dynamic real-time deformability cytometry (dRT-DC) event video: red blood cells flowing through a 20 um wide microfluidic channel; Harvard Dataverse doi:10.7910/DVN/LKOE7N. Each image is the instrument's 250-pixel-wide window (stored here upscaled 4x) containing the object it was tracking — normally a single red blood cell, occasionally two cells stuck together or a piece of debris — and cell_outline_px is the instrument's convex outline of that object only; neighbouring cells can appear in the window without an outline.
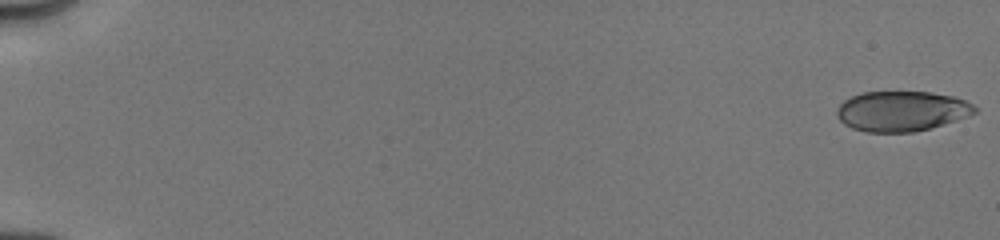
{"species": "human", "species_latin": "Homo sapiens", "temperature_condition": "cold", "stored_images_in_passage": 10, "camera_frame_rate_fps": 3000, "um_per_image_px": 0.085, "donor": {"sex": "male"}, "frame": {"image": 1, "passage_image": 1, "time_ms": 0.0, "image_size_px": [1000, 240], "cell_outline_px": [[976, 112], [968, 116], [956, 120], [928, 128], [912, 132], [864, 132], [852, 128], [844, 124], [836, 116], [836, 112], [840, 104], [844, 100], [860, 92], [932, 92], [952, 96], [964, 100], [972, 104], [976, 108]], "centroid_in_image_um": [76.6, 9.44], "position_along_channel_um": 8.4, "area_um2": 32.14}}
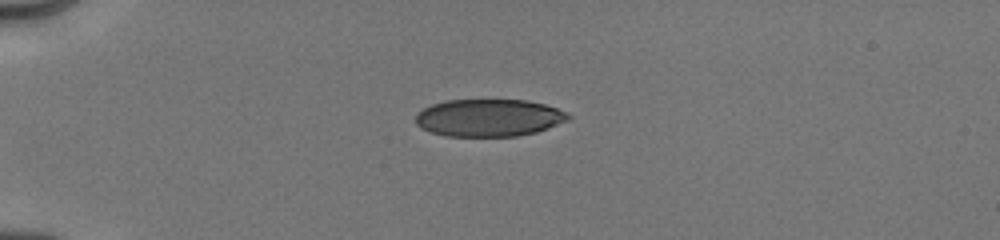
{"frame": {"image": 2, "passage_image": 6, "time_ms": 4.667, "image_size_px": [1000, 240], "cell_outline_px": [[572, 120], [536, 132], [516, 136], [444, 136], [432, 132], [416, 124], [416, 116], [424, 108], [432, 104], [448, 100], [528, 100], [544, 104], [568, 112], [572, 116]], "centroid_in_image_um": [41.63, 10.01], "position_along_channel_um": 43.4, "area_um2": 33.29}}
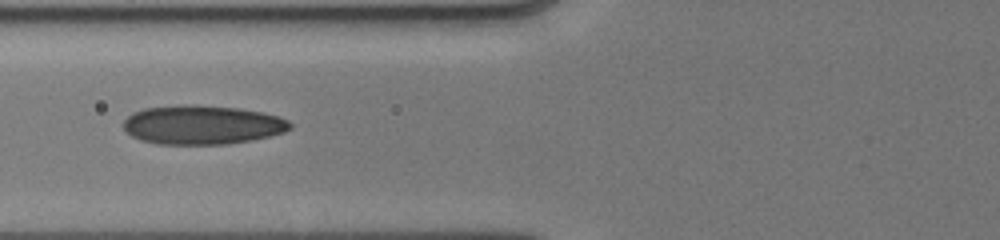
{"frame": {"image": 3, "passage_image": 9, "time_ms": 7.333, "image_size_px": [1000, 240], "cell_outline_px": [[292, 128], [284, 132], [252, 140], [228, 144], [156, 144], [140, 140], [132, 136], [124, 128], [124, 120], [132, 112], [144, 108], [184, 104], [196, 104], [240, 108], [264, 112], [288, 120], [292, 124]], "centroid_in_image_um": [17.19, 10.6], "position_along_channel_um": 108.6, "area_um2": 38.21}}